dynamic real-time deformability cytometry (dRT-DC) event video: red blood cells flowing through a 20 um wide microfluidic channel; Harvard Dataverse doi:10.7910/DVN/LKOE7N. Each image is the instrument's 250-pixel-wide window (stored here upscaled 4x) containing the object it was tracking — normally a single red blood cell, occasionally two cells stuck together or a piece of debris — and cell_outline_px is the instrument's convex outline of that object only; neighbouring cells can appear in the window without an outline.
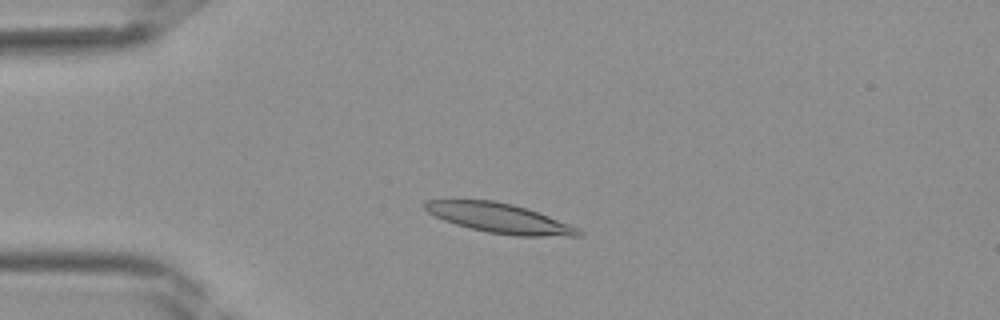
{"species": "Egyptian fruit bat (a non-hibernating species)", "species_latin": "Rousettus aegyptiacus", "temperature_condition": "room temperature", "stored_images_in_passage": 38, "camera_frame_rate_fps": 3000, "um_per_image_px": 0.085, "frame": {"image": 1, "passage_image": 8, "time_ms": 2.333, "image_size_px": [1000, 320], "cell_outline_px": [[584, 232], [580, 236], [516, 236], [488, 232], [456, 224], [444, 220], [428, 212], [424, 208], [424, 200], [492, 200], [512, 204], [528, 208], [580, 228]], "centroid_in_image_um": [42.5, 18.54], "position_along_channel_um": 42.5, "area_um2": 26.41}}
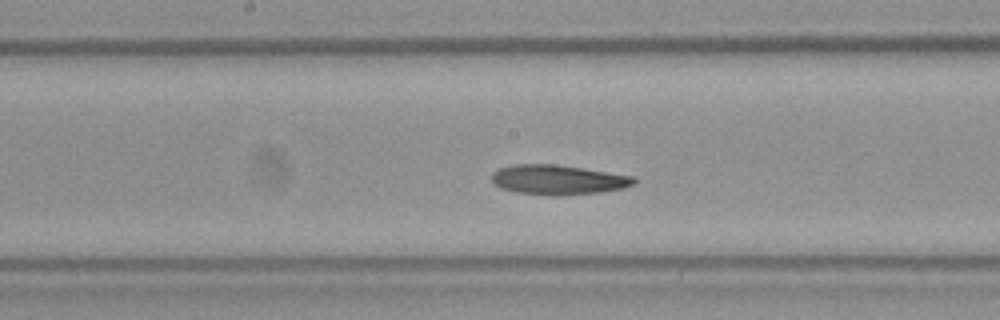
{"frame": {"image": 2, "passage_image": 19, "time_ms": 6.0, "image_size_px": [1000, 320], "cell_outline_px": [[636, 180], [632, 184], [624, 188], [596, 192], [560, 196], [552, 196], [516, 192], [500, 188], [492, 180], [492, 172], [500, 168], [516, 164], [552, 164], [584, 168], [636, 176]], "centroid_in_image_um": [47.44, 15.28], "position_along_channel_um": 200.8, "area_um2": 24.62}}
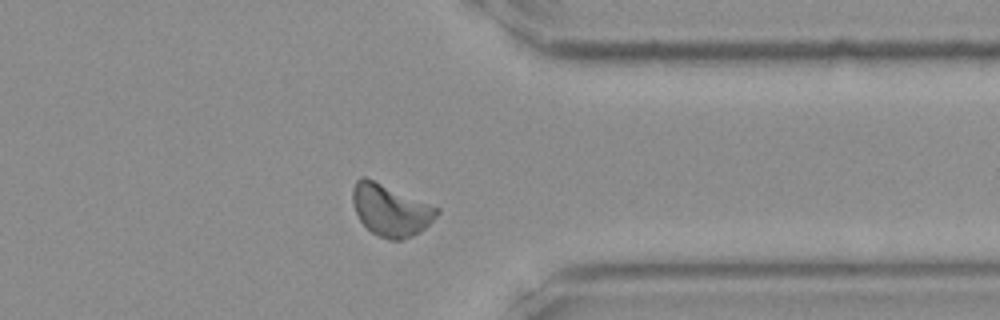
{"frame": {"image": 3, "passage_image": 30, "time_ms": 9.667, "image_size_px": [1000, 320], "cell_outline_px": [[440, 212], [420, 232], [412, 236], [400, 240], [388, 240], [372, 232], [360, 220], [356, 212], [352, 200], [352, 188], [356, 180], [360, 176], [364, 176], [440, 208]], "centroid_in_image_um": [33.19, 17.85], "position_along_channel_um": 378.2, "area_um2": 25.14}}